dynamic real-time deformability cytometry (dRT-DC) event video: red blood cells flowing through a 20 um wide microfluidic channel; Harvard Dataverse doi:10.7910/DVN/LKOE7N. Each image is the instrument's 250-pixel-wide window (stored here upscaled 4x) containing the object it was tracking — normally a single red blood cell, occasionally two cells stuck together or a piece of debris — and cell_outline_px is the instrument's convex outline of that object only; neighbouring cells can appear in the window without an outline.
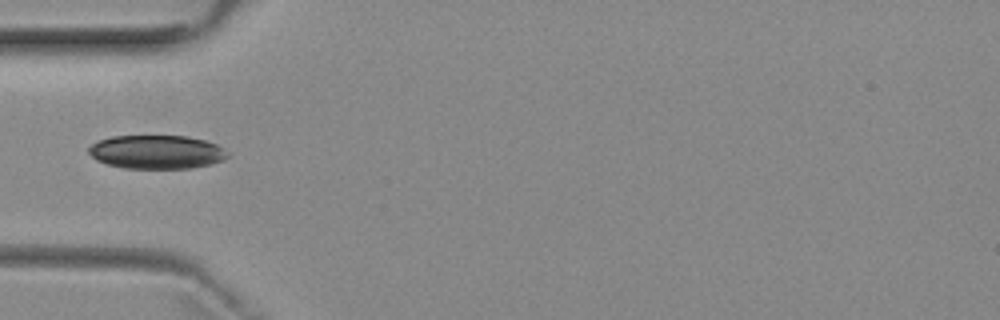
{"species": "common noctule bat (a hibernating species)", "species_latin": "Nyctalus noctula", "temperature_condition": "room temperature", "stored_images_in_passage": 2, "camera_frame_rate_fps": 3000, "um_per_image_px": 0.085, "animal": {"sex": "female", "body_mass_g": 29.2, "forearm_length_mm": 56.3}, "frame": {"image": 1, "passage_image": 1, "time_ms": 0.0, "image_size_px": [1000, 320], "cell_outline_px": [[228, 156], [224, 160], [192, 168], [124, 168], [108, 164], [96, 160], [88, 152], [88, 148], [96, 140], [112, 136], [188, 136], [204, 140], [216, 144], [224, 148], [228, 152]], "centroid_in_image_um": [13.3, 12.91], "position_along_channel_um": 71.7, "area_um2": 27.28}}
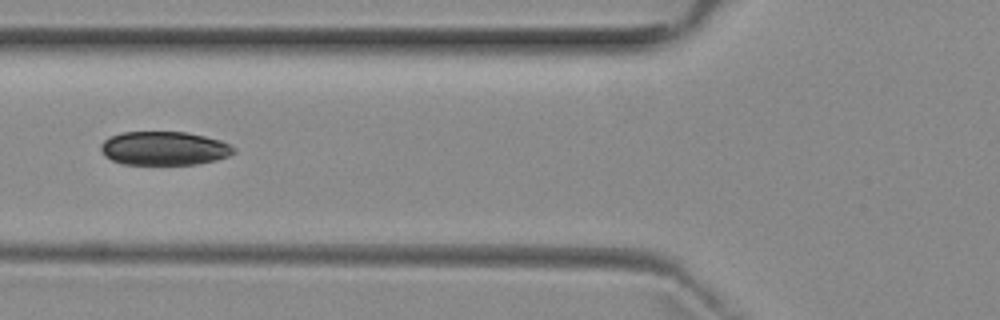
{"frame": {"image": 2, "passage_image": 2, "time_ms": 1.0, "image_size_px": [1000, 320], "cell_outline_px": [[236, 152], [228, 156], [216, 160], [196, 164], [124, 164], [112, 160], [104, 156], [100, 148], [100, 144], [104, 140], [112, 136], [124, 132], [188, 132], [220, 140], [236, 148]], "centroid_in_image_um": [13.96, 12.61], "position_along_channel_um": 111.8, "area_um2": 26.07}}